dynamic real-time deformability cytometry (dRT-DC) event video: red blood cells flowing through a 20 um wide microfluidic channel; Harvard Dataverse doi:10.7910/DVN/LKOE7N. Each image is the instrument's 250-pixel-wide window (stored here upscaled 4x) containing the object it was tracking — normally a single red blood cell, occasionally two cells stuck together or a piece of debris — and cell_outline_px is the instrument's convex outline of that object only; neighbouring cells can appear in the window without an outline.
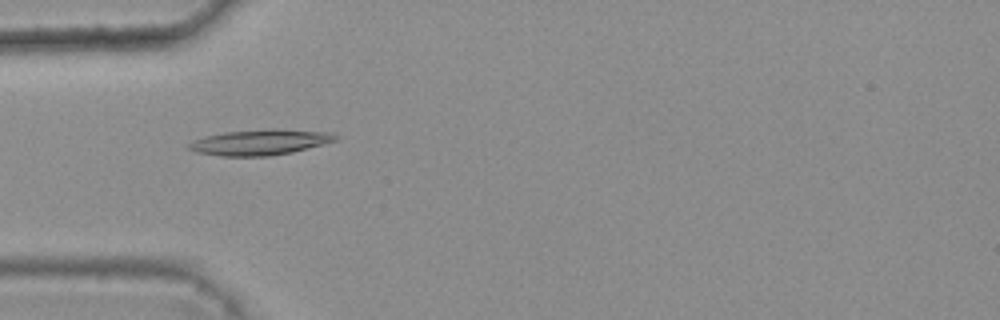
{"species": "common noctule bat (a hibernating species)", "species_latin": "Nyctalus noctula", "temperature_condition": "warm", "stored_images_in_passage": 5, "camera_frame_rate_fps": 3000, "um_per_image_px": 0.085, "animal": {"sex": "female", "body_mass_g": 25.1}, "frame": {"image": 1, "passage_image": 5, "time_ms": 1.333, "image_size_px": [1000, 320], "cell_outline_px": [[340, 136], [336, 140], [324, 144], [292, 152], [268, 156], [220, 156], [196, 152], [188, 148], [184, 144], [192, 140], [204, 136], [224, 132], [272, 128], [276, 128], [332, 132]], "centroid_in_image_um": [22.09, 12.08], "position_along_channel_um": 62.9, "area_um2": 22.25}}